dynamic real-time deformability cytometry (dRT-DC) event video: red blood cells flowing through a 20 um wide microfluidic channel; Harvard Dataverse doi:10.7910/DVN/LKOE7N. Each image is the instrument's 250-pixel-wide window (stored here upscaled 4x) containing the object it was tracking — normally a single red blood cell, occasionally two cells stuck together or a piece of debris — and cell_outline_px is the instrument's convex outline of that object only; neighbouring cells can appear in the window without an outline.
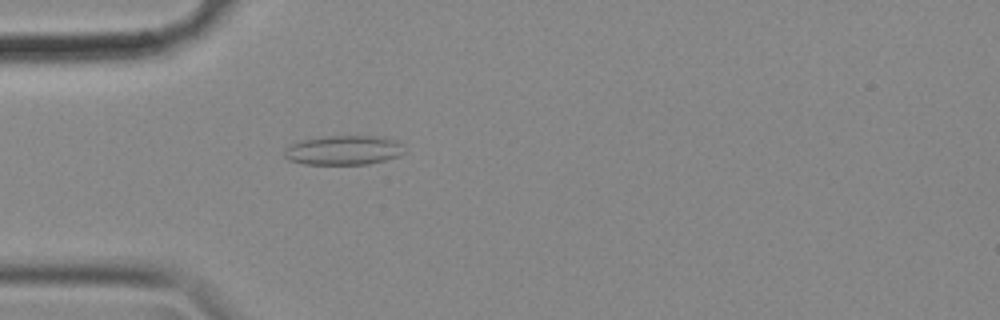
{"species": "common noctule bat (a hibernating species)", "species_latin": "Nyctalus noctula", "temperature_condition": "cold", "stored_images_in_passage": 18, "camera_frame_rate_fps": 3000, "um_per_image_px": 0.085, "animal": {"sex": "female", "body_mass_g": 18.4}, "frame": {"image": 1, "passage_image": 16, "time_ms": 5.0, "image_size_px": [1000, 320], "cell_outline_px": [[404, 152], [400, 156], [368, 164], [304, 164], [288, 160], [284, 156], [284, 148], [288, 144], [300, 140], [320, 136], [376, 136], [396, 140], [400, 144]], "centroid_in_image_um": [29.13, 12.76], "position_along_channel_um": 55.9, "area_um2": 20.75}}